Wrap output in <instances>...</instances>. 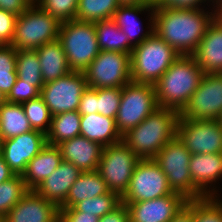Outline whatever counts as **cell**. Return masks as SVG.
Wrapping results in <instances>:
<instances>
[{
  "label": "cell",
  "instance_id": "1",
  "mask_svg": "<svg viewBox=\"0 0 222 222\" xmlns=\"http://www.w3.org/2000/svg\"><path fill=\"white\" fill-rule=\"evenodd\" d=\"M167 8L155 7L154 32L173 47L180 56L192 55L204 37L208 26L217 17V7Z\"/></svg>",
  "mask_w": 222,
  "mask_h": 222
},
{
  "label": "cell",
  "instance_id": "2",
  "mask_svg": "<svg viewBox=\"0 0 222 222\" xmlns=\"http://www.w3.org/2000/svg\"><path fill=\"white\" fill-rule=\"evenodd\" d=\"M180 113L175 109L157 108L139 125L122 136L124 142L140 159H154L156 154L177 134Z\"/></svg>",
  "mask_w": 222,
  "mask_h": 222
},
{
  "label": "cell",
  "instance_id": "3",
  "mask_svg": "<svg viewBox=\"0 0 222 222\" xmlns=\"http://www.w3.org/2000/svg\"><path fill=\"white\" fill-rule=\"evenodd\" d=\"M204 74L191 55L178 57L154 84L158 106L175 109L180 113Z\"/></svg>",
  "mask_w": 222,
  "mask_h": 222
},
{
  "label": "cell",
  "instance_id": "4",
  "mask_svg": "<svg viewBox=\"0 0 222 222\" xmlns=\"http://www.w3.org/2000/svg\"><path fill=\"white\" fill-rule=\"evenodd\" d=\"M178 57L180 54L153 32L132 50L131 81L154 85Z\"/></svg>",
  "mask_w": 222,
  "mask_h": 222
},
{
  "label": "cell",
  "instance_id": "5",
  "mask_svg": "<svg viewBox=\"0 0 222 222\" xmlns=\"http://www.w3.org/2000/svg\"><path fill=\"white\" fill-rule=\"evenodd\" d=\"M58 40L71 71L84 72L100 53L95 25L91 22L76 19L62 22Z\"/></svg>",
  "mask_w": 222,
  "mask_h": 222
},
{
  "label": "cell",
  "instance_id": "6",
  "mask_svg": "<svg viewBox=\"0 0 222 222\" xmlns=\"http://www.w3.org/2000/svg\"><path fill=\"white\" fill-rule=\"evenodd\" d=\"M61 22L37 5L17 16L11 45L17 50H36L58 39Z\"/></svg>",
  "mask_w": 222,
  "mask_h": 222
},
{
  "label": "cell",
  "instance_id": "7",
  "mask_svg": "<svg viewBox=\"0 0 222 222\" xmlns=\"http://www.w3.org/2000/svg\"><path fill=\"white\" fill-rule=\"evenodd\" d=\"M159 108L153 84L130 81L122 87L116 128L123 136Z\"/></svg>",
  "mask_w": 222,
  "mask_h": 222
},
{
  "label": "cell",
  "instance_id": "8",
  "mask_svg": "<svg viewBox=\"0 0 222 222\" xmlns=\"http://www.w3.org/2000/svg\"><path fill=\"white\" fill-rule=\"evenodd\" d=\"M140 159L124 142L103 147L97 171L109 191L122 197Z\"/></svg>",
  "mask_w": 222,
  "mask_h": 222
},
{
  "label": "cell",
  "instance_id": "9",
  "mask_svg": "<svg viewBox=\"0 0 222 222\" xmlns=\"http://www.w3.org/2000/svg\"><path fill=\"white\" fill-rule=\"evenodd\" d=\"M191 153L176 135L154 157L167 176L173 192L192 200V179L189 172Z\"/></svg>",
  "mask_w": 222,
  "mask_h": 222
},
{
  "label": "cell",
  "instance_id": "10",
  "mask_svg": "<svg viewBox=\"0 0 222 222\" xmlns=\"http://www.w3.org/2000/svg\"><path fill=\"white\" fill-rule=\"evenodd\" d=\"M84 74L90 88H122L131 81L130 54L100 50Z\"/></svg>",
  "mask_w": 222,
  "mask_h": 222
},
{
  "label": "cell",
  "instance_id": "11",
  "mask_svg": "<svg viewBox=\"0 0 222 222\" xmlns=\"http://www.w3.org/2000/svg\"><path fill=\"white\" fill-rule=\"evenodd\" d=\"M88 87L84 72L71 71L57 80L46 82L40 90L52 116L78 111L81 96Z\"/></svg>",
  "mask_w": 222,
  "mask_h": 222
},
{
  "label": "cell",
  "instance_id": "12",
  "mask_svg": "<svg viewBox=\"0 0 222 222\" xmlns=\"http://www.w3.org/2000/svg\"><path fill=\"white\" fill-rule=\"evenodd\" d=\"M173 193L167 176L153 159L140 160L133 171L130 184L121 197L122 202L152 200Z\"/></svg>",
  "mask_w": 222,
  "mask_h": 222
},
{
  "label": "cell",
  "instance_id": "13",
  "mask_svg": "<svg viewBox=\"0 0 222 222\" xmlns=\"http://www.w3.org/2000/svg\"><path fill=\"white\" fill-rule=\"evenodd\" d=\"M222 113V73H205L180 116L189 120H218Z\"/></svg>",
  "mask_w": 222,
  "mask_h": 222
},
{
  "label": "cell",
  "instance_id": "14",
  "mask_svg": "<svg viewBox=\"0 0 222 222\" xmlns=\"http://www.w3.org/2000/svg\"><path fill=\"white\" fill-rule=\"evenodd\" d=\"M176 135L191 154L222 153V127L218 120H189L179 115Z\"/></svg>",
  "mask_w": 222,
  "mask_h": 222
},
{
  "label": "cell",
  "instance_id": "15",
  "mask_svg": "<svg viewBox=\"0 0 222 222\" xmlns=\"http://www.w3.org/2000/svg\"><path fill=\"white\" fill-rule=\"evenodd\" d=\"M47 144L46 135L38 130L0 141V154L15 175H22L28 163Z\"/></svg>",
  "mask_w": 222,
  "mask_h": 222
},
{
  "label": "cell",
  "instance_id": "16",
  "mask_svg": "<svg viewBox=\"0 0 222 222\" xmlns=\"http://www.w3.org/2000/svg\"><path fill=\"white\" fill-rule=\"evenodd\" d=\"M189 172L192 179V200L220 197L214 185L222 178V153L191 154Z\"/></svg>",
  "mask_w": 222,
  "mask_h": 222
},
{
  "label": "cell",
  "instance_id": "17",
  "mask_svg": "<svg viewBox=\"0 0 222 222\" xmlns=\"http://www.w3.org/2000/svg\"><path fill=\"white\" fill-rule=\"evenodd\" d=\"M187 201L173 192L152 200L123 203L129 211V222H169Z\"/></svg>",
  "mask_w": 222,
  "mask_h": 222
},
{
  "label": "cell",
  "instance_id": "18",
  "mask_svg": "<svg viewBox=\"0 0 222 222\" xmlns=\"http://www.w3.org/2000/svg\"><path fill=\"white\" fill-rule=\"evenodd\" d=\"M59 208L35 190H29L7 213L3 222H58Z\"/></svg>",
  "mask_w": 222,
  "mask_h": 222
},
{
  "label": "cell",
  "instance_id": "19",
  "mask_svg": "<svg viewBox=\"0 0 222 222\" xmlns=\"http://www.w3.org/2000/svg\"><path fill=\"white\" fill-rule=\"evenodd\" d=\"M142 11L145 13L148 11L147 14H149V26L146 27L149 30L144 33L141 31L140 23L142 22H139V17H137ZM154 11L155 7L153 4H121L115 11L112 19L123 33L126 34L128 41L133 46H137L154 32Z\"/></svg>",
  "mask_w": 222,
  "mask_h": 222
},
{
  "label": "cell",
  "instance_id": "20",
  "mask_svg": "<svg viewBox=\"0 0 222 222\" xmlns=\"http://www.w3.org/2000/svg\"><path fill=\"white\" fill-rule=\"evenodd\" d=\"M191 56L204 73H222V20L218 16Z\"/></svg>",
  "mask_w": 222,
  "mask_h": 222
},
{
  "label": "cell",
  "instance_id": "21",
  "mask_svg": "<svg viewBox=\"0 0 222 222\" xmlns=\"http://www.w3.org/2000/svg\"><path fill=\"white\" fill-rule=\"evenodd\" d=\"M63 161L72 163L82 172L95 171L101 158L103 147L82 135L57 145Z\"/></svg>",
  "mask_w": 222,
  "mask_h": 222
},
{
  "label": "cell",
  "instance_id": "22",
  "mask_svg": "<svg viewBox=\"0 0 222 222\" xmlns=\"http://www.w3.org/2000/svg\"><path fill=\"white\" fill-rule=\"evenodd\" d=\"M81 173L82 171L72 163L62 161L35 191L59 208L64 203L70 188Z\"/></svg>",
  "mask_w": 222,
  "mask_h": 222
},
{
  "label": "cell",
  "instance_id": "23",
  "mask_svg": "<svg viewBox=\"0 0 222 222\" xmlns=\"http://www.w3.org/2000/svg\"><path fill=\"white\" fill-rule=\"evenodd\" d=\"M63 161L56 145L46 144L41 151L28 163L22 174L23 181L29 190H35L50 176Z\"/></svg>",
  "mask_w": 222,
  "mask_h": 222
},
{
  "label": "cell",
  "instance_id": "24",
  "mask_svg": "<svg viewBox=\"0 0 222 222\" xmlns=\"http://www.w3.org/2000/svg\"><path fill=\"white\" fill-rule=\"evenodd\" d=\"M80 135L99 143L102 147L122 141L115 119L99 113L81 115Z\"/></svg>",
  "mask_w": 222,
  "mask_h": 222
},
{
  "label": "cell",
  "instance_id": "25",
  "mask_svg": "<svg viewBox=\"0 0 222 222\" xmlns=\"http://www.w3.org/2000/svg\"><path fill=\"white\" fill-rule=\"evenodd\" d=\"M44 83L57 80L71 72L61 42L45 43L36 49Z\"/></svg>",
  "mask_w": 222,
  "mask_h": 222
},
{
  "label": "cell",
  "instance_id": "26",
  "mask_svg": "<svg viewBox=\"0 0 222 222\" xmlns=\"http://www.w3.org/2000/svg\"><path fill=\"white\" fill-rule=\"evenodd\" d=\"M109 192L106 182L97 170L82 172L69 190L64 203L59 207L72 208L78 202Z\"/></svg>",
  "mask_w": 222,
  "mask_h": 222
},
{
  "label": "cell",
  "instance_id": "27",
  "mask_svg": "<svg viewBox=\"0 0 222 222\" xmlns=\"http://www.w3.org/2000/svg\"><path fill=\"white\" fill-rule=\"evenodd\" d=\"M32 126L22 104L5 102L0 107V141L30 132Z\"/></svg>",
  "mask_w": 222,
  "mask_h": 222
},
{
  "label": "cell",
  "instance_id": "28",
  "mask_svg": "<svg viewBox=\"0 0 222 222\" xmlns=\"http://www.w3.org/2000/svg\"><path fill=\"white\" fill-rule=\"evenodd\" d=\"M94 25L100 50L118 51L131 55L134 46L113 19L100 20Z\"/></svg>",
  "mask_w": 222,
  "mask_h": 222
},
{
  "label": "cell",
  "instance_id": "29",
  "mask_svg": "<svg viewBox=\"0 0 222 222\" xmlns=\"http://www.w3.org/2000/svg\"><path fill=\"white\" fill-rule=\"evenodd\" d=\"M81 115L78 111L64 112L52 116L50 129L46 134L47 144L58 145L80 135Z\"/></svg>",
  "mask_w": 222,
  "mask_h": 222
},
{
  "label": "cell",
  "instance_id": "30",
  "mask_svg": "<svg viewBox=\"0 0 222 222\" xmlns=\"http://www.w3.org/2000/svg\"><path fill=\"white\" fill-rule=\"evenodd\" d=\"M120 5L119 0H79L76 20L95 23L112 19Z\"/></svg>",
  "mask_w": 222,
  "mask_h": 222
},
{
  "label": "cell",
  "instance_id": "31",
  "mask_svg": "<svg viewBox=\"0 0 222 222\" xmlns=\"http://www.w3.org/2000/svg\"><path fill=\"white\" fill-rule=\"evenodd\" d=\"M16 71L18 78L24 82L31 83L39 90L45 84L36 50H17Z\"/></svg>",
  "mask_w": 222,
  "mask_h": 222
},
{
  "label": "cell",
  "instance_id": "32",
  "mask_svg": "<svg viewBox=\"0 0 222 222\" xmlns=\"http://www.w3.org/2000/svg\"><path fill=\"white\" fill-rule=\"evenodd\" d=\"M28 191L22 175L0 183V218L3 219Z\"/></svg>",
  "mask_w": 222,
  "mask_h": 222
},
{
  "label": "cell",
  "instance_id": "33",
  "mask_svg": "<svg viewBox=\"0 0 222 222\" xmlns=\"http://www.w3.org/2000/svg\"><path fill=\"white\" fill-rule=\"evenodd\" d=\"M17 49L11 44H0V90L7 96L18 78Z\"/></svg>",
  "mask_w": 222,
  "mask_h": 222
},
{
  "label": "cell",
  "instance_id": "34",
  "mask_svg": "<svg viewBox=\"0 0 222 222\" xmlns=\"http://www.w3.org/2000/svg\"><path fill=\"white\" fill-rule=\"evenodd\" d=\"M25 115L33 130L48 133L52 121V114L43 99L39 96L36 99L22 103Z\"/></svg>",
  "mask_w": 222,
  "mask_h": 222
},
{
  "label": "cell",
  "instance_id": "35",
  "mask_svg": "<svg viewBox=\"0 0 222 222\" xmlns=\"http://www.w3.org/2000/svg\"><path fill=\"white\" fill-rule=\"evenodd\" d=\"M121 202V197L118 194L109 191L107 194L80 201L74 207L80 212H87L101 218Z\"/></svg>",
  "mask_w": 222,
  "mask_h": 222
},
{
  "label": "cell",
  "instance_id": "36",
  "mask_svg": "<svg viewBox=\"0 0 222 222\" xmlns=\"http://www.w3.org/2000/svg\"><path fill=\"white\" fill-rule=\"evenodd\" d=\"M193 222H222L221 198L203 197L194 199Z\"/></svg>",
  "mask_w": 222,
  "mask_h": 222
},
{
  "label": "cell",
  "instance_id": "37",
  "mask_svg": "<svg viewBox=\"0 0 222 222\" xmlns=\"http://www.w3.org/2000/svg\"><path fill=\"white\" fill-rule=\"evenodd\" d=\"M79 0H38L36 5L61 23L76 19Z\"/></svg>",
  "mask_w": 222,
  "mask_h": 222
},
{
  "label": "cell",
  "instance_id": "38",
  "mask_svg": "<svg viewBox=\"0 0 222 222\" xmlns=\"http://www.w3.org/2000/svg\"><path fill=\"white\" fill-rule=\"evenodd\" d=\"M122 95V88H98L97 113L116 118Z\"/></svg>",
  "mask_w": 222,
  "mask_h": 222
},
{
  "label": "cell",
  "instance_id": "39",
  "mask_svg": "<svg viewBox=\"0 0 222 222\" xmlns=\"http://www.w3.org/2000/svg\"><path fill=\"white\" fill-rule=\"evenodd\" d=\"M39 96L40 90L36 86L17 78L16 83L6 96V101L10 103L22 104L29 100L36 99Z\"/></svg>",
  "mask_w": 222,
  "mask_h": 222
},
{
  "label": "cell",
  "instance_id": "40",
  "mask_svg": "<svg viewBox=\"0 0 222 222\" xmlns=\"http://www.w3.org/2000/svg\"><path fill=\"white\" fill-rule=\"evenodd\" d=\"M17 16L0 9V44H11Z\"/></svg>",
  "mask_w": 222,
  "mask_h": 222
},
{
  "label": "cell",
  "instance_id": "41",
  "mask_svg": "<svg viewBox=\"0 0 222 222\" xmlns=\"http://www.w3.org/2000/svg\"><path fill=\"white\" fill-rule=\"evenodd\" d=\"M208 1V2H207ZM218 0H153L154 7H167V8H187V9H200L204 3H210L213 7H217ZM201 5V6H200Z\"/></svg>",
  "mask_w": 222,
  "mask_h": 222
},
{
  "label": "cell",
  "instance_id": "42",
  "mask_svg": "<svg viewBox=\"0 0 222 222\" xmlns=\"http://www.w3.org/2000/svg\"><path fill=\"white\" fill-rule=\"evenodd\" d=\"M98 88L87 87L83 92L78 108L80 115L97 113Z\"/></svg>",
  "mask_w": 222,
  "mask_h": 222
},
{
  "label": "cell",
  "instance_id": "43",
  "mask_svg": "<svg viewBox=\"0 0 222 222\" xmlns=\"http://www.w3.org/2000/svg\"><path fill=\"white\" fill-rule=\"evenodd\" d=\"M60 219L63 222H98L99 218L87 212H80L75 207L61 208Z\"/></svg>",
  "mask_w": 222,
  "mask_h": 222
},
{
  "label": "cell",
  "instance_id": "44",
  "mask_svg": "<svg viewBox=\"0 0 222 222\" xmlns=\"http://www.w3.org/2000/svg\"><path fill=\"white\" fill-rule=\"evenodd\" d=\"M98 222H129V211L126 204L121 202L112 211L99 218Z\"/></svg>",
  "mask_w": 222,
  "mask_h": 222
},
{
  "label": "cell",
  "instance_id": "45",
  "mask_svg": "<svg viewBox=\"0 0 222 222\" xmlns=\"http://www.w3.org/2000/svg\"><path fill=\"white\" fill-rule=\"evenodd\" d=\"M30 5L27 0H0V9L16 16L22 14Z\"/></svg>",
  "mask_w": 222,
  "mask_h": 222
},
{
  "label": "cell",
  "instance_id": "46",
  "mask_svg": "<svg viewBox=\"0 0 222 222\" xmlns=\"http://www.w3.org/2000/svg\"><path fill=\"white\" fill-rule=\"evenodd\" d=\"M169 222H193V200H188Z\"/></svg>",
  "mask_w": 222,
  "mask_h": 222
},
{
  "label": "cell",
  "instance_id": "47",
  "mask_svg": "<svg viewBox=\"0 0 222 222\" xmlns=\"http://www.w3.org/2000/svg\"><path fill=\"white\" fill-rule=\"evenodd\" d=\"M15 176L14 172L4 161L3 156L0 154V183L8 181Z\"/></svg>",
  "mask_w": 222,
  "mask_h": 222
},
{
  "label": "cell",
  "instance_id": "48",
  "mask_svg": "<svg viewBox=\"0 0 222 222\" xmlns=\"http://www.w3.org/2000/svg\"><path fill=\"white\" fill-rule=\"evenodd\" d=\"M121 4H153V0H119Z\"/></svg>",
  "mask_w": 222,
  "mask_h": 222
},
{
  "label": "cell",
  "instance_id": "49",
  "mask_svg": "<svg viewBox=\"0 0 222 222\" xmlns=\"http://www.w3.org/2000/svg\"><path fill=\"white\" fill-rule=\"evenodd\" d=\"M217 16L222 20V0L217 1Z\"/></svg>",
  "mask_w": 222,
  "mask_h": 222
},
{
  "label": "cell",
  "instance_id": "50",
  "mask_svg": "<svg viewBox=\"0 0 222 222\" xmlns=\"http://www.w3.org/2000/svg\"><path fill=\"white\" fill-rule=\"evenodd\" d=\"M6 102V95L0 90V107Z\"/></svg>",
  "mask_w": 222,
  "mask_h": 222
},
{
  "label": "cell",
  "instance_id": "51",
  "mask_svg": "<svg viewBox=\"0 0 222 222\" xmlns=\"http://www.w3.org/2000/svg\"><path fill=\"white\" fill-rule=\"evenodd\" d=\"M31 5H36L38 0H27Z\"/></svg>",
  "mask_w": 222,
  "mask_h": 222
},
{
  "label": "cell",
  "instance_id": "52",
  "mask_svg": "<svg viewBox=\"0 0 222 222\" xmlns=\"http://www.w3.org/2000/svg\"><path fill=\"white\" fill-rule=\"evenodd\" d=\"M218 121L220 122V125L222 127V113H221L220 117L218 118Z\"/></svg>",
  "mask_w": 222,
  "mask_h": 222
}]
</instances>
